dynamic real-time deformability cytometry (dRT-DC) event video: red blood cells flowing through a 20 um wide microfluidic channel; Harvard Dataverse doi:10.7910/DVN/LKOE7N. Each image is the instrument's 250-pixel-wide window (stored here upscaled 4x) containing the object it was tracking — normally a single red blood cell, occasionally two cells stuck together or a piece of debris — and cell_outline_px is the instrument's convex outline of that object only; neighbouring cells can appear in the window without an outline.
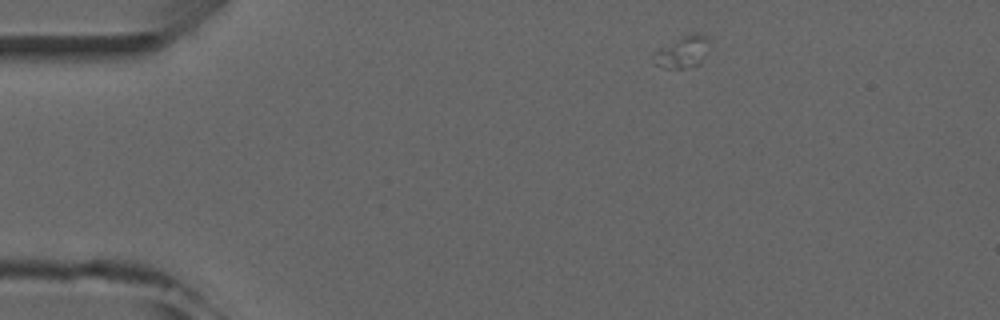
{"species": "common noctule bat (a hibernating species)", "species_latin": "Nyctalus noctula", "temperature_condition": "room temperature", "stored_images_in_passage": 3, "camera_frame_rate_fps": 3000, "um_per_image_px": 0.085, "animal": {"sex": "male", "forearm_length_mm": 52.5}, "frame": {"image": 1, "passage_image": 1, "time_ms": 0.0, "image_size_px": [1000, 320], "cell_outline_px": [[712, 44], [700, 64], [684, 68], [664, 68], [652, 64], [652, 52], [684, 36], [696, 32], [708, 36]], "centroid_in_image_um": [58.03, 4.42], "position_along_channel_um": 27.0, "area_um2": 10.64}}